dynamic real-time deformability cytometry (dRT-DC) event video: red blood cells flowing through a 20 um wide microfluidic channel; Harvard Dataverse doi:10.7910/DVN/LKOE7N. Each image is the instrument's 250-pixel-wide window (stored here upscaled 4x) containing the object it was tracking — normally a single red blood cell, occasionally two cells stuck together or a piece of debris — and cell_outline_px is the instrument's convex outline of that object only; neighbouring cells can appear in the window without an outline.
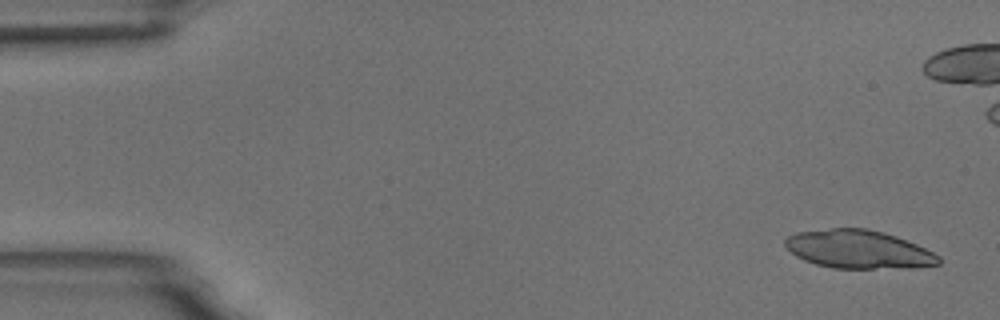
{"species": "common noctule bat (a hibernating species)", "species_latin": "Nyctalus noctula", "temperature_condition": "room temperature", "stored_images_in_passage": 8, "camera_frame_rate_fps": 3000, "um_per_image_px": 0.085, "animal": {"sex": "male", "body_mass_g": 18.8}, "frame": {"image": 1, "passage_image": 1, "time_ms": 0.0, "image_size_px": [1000, 320], "cell_outline_px": [[940, 264], [916, 268], [832, 268], [816, 264], [804, 260], [796, 256], [784, 244], [784, 240], [788, 236], [796, 232], [832, 228], [868, 228], [884, 232], [896, 236], [916, 244], [940, 256]], "centroid_in_image_um": [72.98, 21.19], "position_along_channel_um": 12.0, "area_um2": 34.39}}